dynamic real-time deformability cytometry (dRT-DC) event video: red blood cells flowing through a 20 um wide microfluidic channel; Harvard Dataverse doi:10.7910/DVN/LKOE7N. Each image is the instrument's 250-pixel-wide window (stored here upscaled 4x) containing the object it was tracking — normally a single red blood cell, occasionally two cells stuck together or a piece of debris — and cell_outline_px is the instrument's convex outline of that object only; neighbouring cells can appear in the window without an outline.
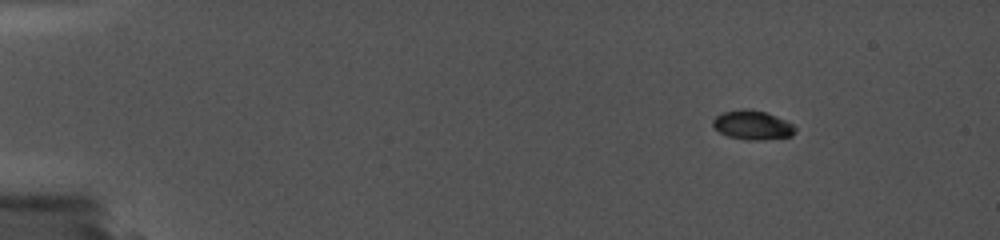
{"species": "common noctule bat (a hibernating species)", "species_latin": "Nyctalus noctula", "temperature_condition": "cold", "stored_images_in_passage": 3, "camera_frame_rate_fps": 5000, "um_per_image_px": 0.085, "animal": {"sex": "female", "body_mass_g": 19.0, "forearm_length_mm": 56.7}, "frame": {"image": 1, "passage_image": 2, "time_ms": 0.2, "image_size_px": [1000, 240], "cell_outline_px": [[796, 132], [792, 136], [784, 140], [740, 140], [724, 136], [716, 132], [712, 128], [712, 120], [716, 116], [724, 112], [764, 112], [796, 128]], "centroid_in_image_um": [63.91, 10.75], "position_along_channel_um": 21.1, "area_um2": 13.7}}